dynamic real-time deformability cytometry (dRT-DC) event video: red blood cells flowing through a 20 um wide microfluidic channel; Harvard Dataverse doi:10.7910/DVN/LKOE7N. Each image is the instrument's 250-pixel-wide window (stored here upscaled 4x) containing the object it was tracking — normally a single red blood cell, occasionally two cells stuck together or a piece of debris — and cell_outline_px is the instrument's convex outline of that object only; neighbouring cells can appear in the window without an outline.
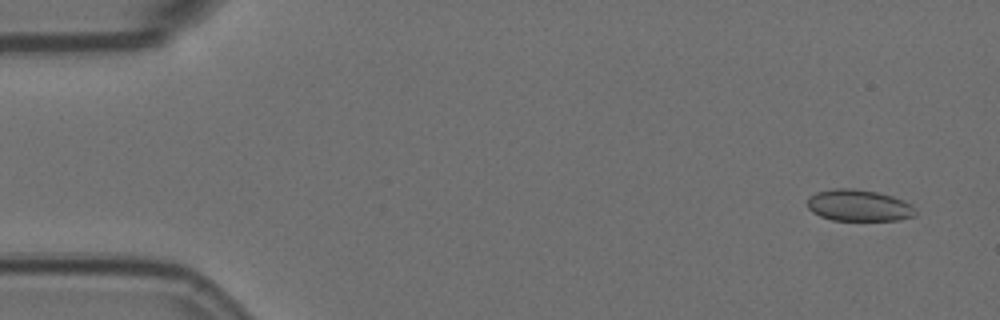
{"species": "Egyptian fruit bat (a non-hibernating species)", "species_latin": "Rousettus aegyptiacus", "temperature_condition": "room temperature", "stored_images_in_passage": 54, "camera_frame_rate_fps": 3000, "um_per_image_px": 0.085, "animal": {"sex": "female"}, "frame": {"image": 1, "passage_image": 3, "time_ms": 0.667, "image_size_px": [1000, 320], "cell_outline_px": [[916, 216], [900, 220], [832, 220], [820, 216], [812, 212], [808, 208], [808, 196], [816, 192], [836, 188], [852, 188], [876, 192], [892, 196], [904, 200], [912, 204], [916, 208]], "centroid_in_image_um": [73.02, 17.47], "position_along_channel_um": 12.0, "area_um2": 20.06}}
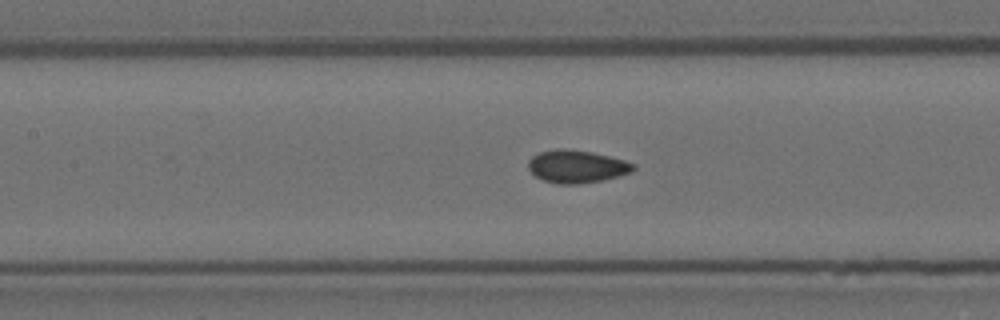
{"frame": {"image": 2, "passage_image": 25, "time_ms": 8.0, "image_size_px": [1000, 320], "cell_outline_px": [[636, 168], [632, 172], [600, 180], [576, 184], [556, 184], [544, 180], [536, 176], [528, 168], [528, 160], [532, 156], [540, 152], [560, 148], [592, 152], [624, 160], [636, 164]], "centroid_in_image_um": [49.01, 14.15], "position_along_channel_um": 158.4, "area_um2": 19.83}}
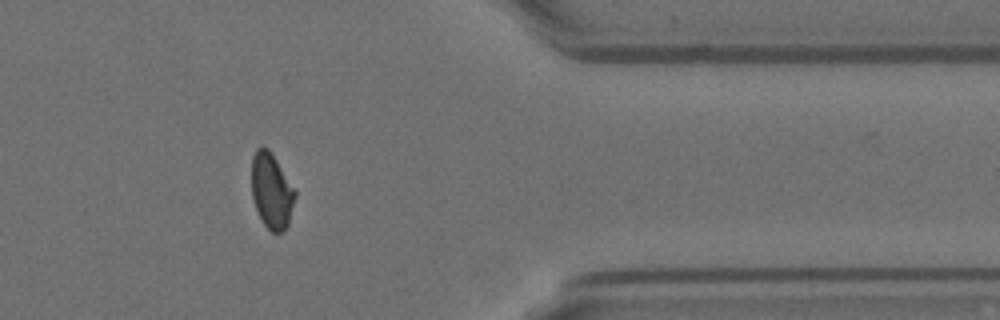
{"frame": {"image": 3, "passage_image": 46, "time_ms": 15.0, "image_size_px": [1000, 320], "cell_outline_px": [[296, 196], [288, 224], [280, 232], [272, 232], [264, 224], [256, 208], [252, 196], [252, 156], [256, 148], [268, 148], [296, 192]], "centroid_in_image_um": [23.07, 16.22], "position_along_channel_um": 388.3, "area_um2": 18.61}}